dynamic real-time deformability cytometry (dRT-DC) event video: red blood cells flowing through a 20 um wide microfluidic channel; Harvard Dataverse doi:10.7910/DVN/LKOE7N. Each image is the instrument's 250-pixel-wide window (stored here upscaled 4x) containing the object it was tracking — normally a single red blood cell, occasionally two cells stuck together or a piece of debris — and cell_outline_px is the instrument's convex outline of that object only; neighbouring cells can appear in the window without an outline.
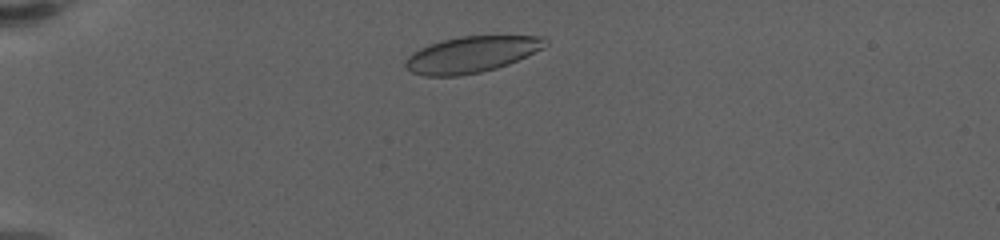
{"species": "human", "species_latin": "Homo sapiens", "temperature_condition": "warm", "stored_images_in_passage": 28, "camera_frame_rate_fps": 3000, "um_per_image_px": 0.085, "donor": {"sex": "female"}, "frame": {"image": 1, "passage_image": 3, "time_ms": 1.0, "image_size_px": [1000, 240], "cell_outline_px": [[548, 44], [544, 48], [508, 64], [496, 68], [480, 72], [460, 76], [424, 76], [412, 72], [404, 68], [404, 60], [412, 52], [428, 44], [460, 36], [544, 36], [548, 40]], "centroid_in_image_um": [40.05, 4.63], "position_along_channel_um": 44.9, "area_um2": 29.65}}
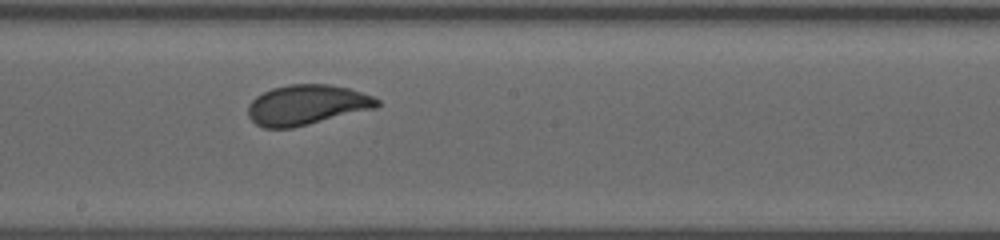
{"frame": {"image": 2, "passage_image": 17, "time_ms": 7.667, "image_size_px": [1000, 240], "cell_outline_px": [[380, 104], [376, 108], [292, 128], [264, 128], [256, 124], [248, 116], [248, 104], [256, 96], [272, 88], [288, 84], [328, 84], [348, 88], [372, 96], [380, 100]], "centroid_in_image_um": [26.06, 8.91], "position_along_channel_um": 222.1, "area_um2": 30.11}}
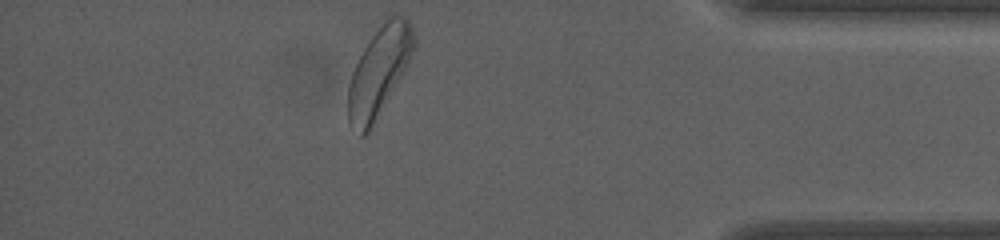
{"frame": {"image": 3, "passage_image": 28, "time_ms": 14.0, "image_size_px": [1000, 240], "cell_outline_px": [[416, 48], [368, 132], [364, 136], [360, 136], [348, 120], [348, 84], [352, 72], [364, 48], [372, 36], [388, 16], [404, 16], [408, 20], [416, 36]], "centroid_in_image_um": [32.22, 6.04], "position_along_channel_um": 403.0, "area_um2": 33.23}, "authors_computed_cell_mechanics": {"area_um2": 30.0849, "velocity_mm_per_s": 3.3083, "shape_relaxation_time_tau1_ms": 1.6769, "shape_relaxation_time_tau2_ms": null, "deformation_change_tau1": 0.1084, "deformation_change_tau2": null}}